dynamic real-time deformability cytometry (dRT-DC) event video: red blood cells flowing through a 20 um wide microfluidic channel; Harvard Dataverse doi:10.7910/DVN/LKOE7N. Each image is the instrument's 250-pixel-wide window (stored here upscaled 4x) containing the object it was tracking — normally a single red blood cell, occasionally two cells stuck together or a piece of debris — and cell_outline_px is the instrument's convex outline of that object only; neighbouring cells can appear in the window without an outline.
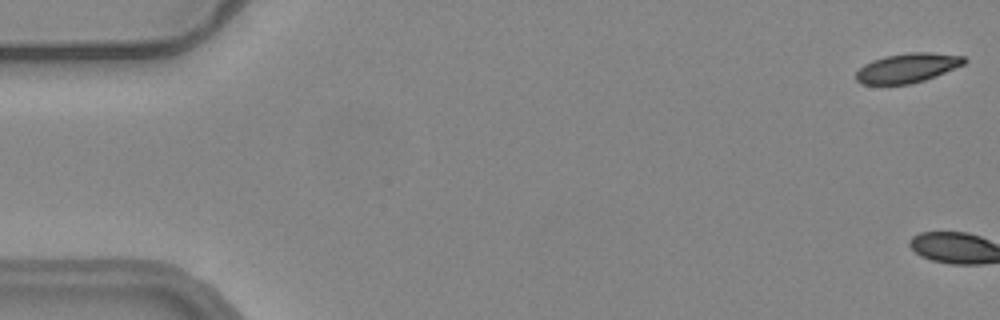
{"species": "common noctule bat (a hibernating species)", "species_latin": "Nyctalus noctula", "temperature_condition": "warm", "stored_images_in_passage": 3, "camera_frame_rate_fps": 3000, "um_per_image_px": 0.085, "animal": {"sex": "female", "body_mass_g": 24.6, "forearm_length_mm": 56.2}, "frame": {"image": 1, "passage_image": 1, "time_ms": 0.0, "image_size_px": [1000, 320], "cell_outline_px": [[968, 60], [964, 64], [936, 76], [912, 84], [864, 84], [856, 80], [856, 72], [864, 64], [872, 60], [884, 56], [912, 52], [928, 52], [964, 56]], "centroid_in_image_um": [77.14, 5.77], "position_along_channel_um": 7.9, "area_um2": 18.5}}